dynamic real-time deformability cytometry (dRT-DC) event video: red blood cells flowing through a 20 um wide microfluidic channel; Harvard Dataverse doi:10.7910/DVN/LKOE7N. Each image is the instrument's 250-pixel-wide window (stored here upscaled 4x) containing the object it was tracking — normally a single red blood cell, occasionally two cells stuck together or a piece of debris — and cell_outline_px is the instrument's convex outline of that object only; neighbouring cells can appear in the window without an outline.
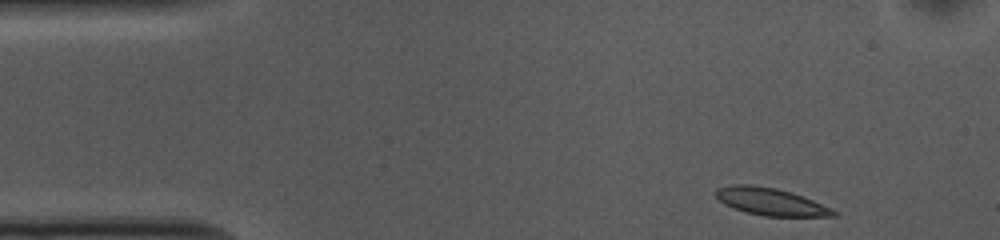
{"species": "common noctule bat (a hibernating species)", "species_latin": "Nyctalus noctula", "temperature_condition": "cold", "stored_images_in_passage": 49, "camera_frame_rate_fps": 3000, "um_per_image_px": 0.085, "animal": {"sex": "female", "body_mass_g": 10.0, "forearm_length_mm": 53.1}, "frame": {"image": 1, "passage_image": 1, "time_ms": 0.0, "image_size_px": [1000, 240], "cell_outline_px": [[840, 212], [836, 216], [764, 216], [744, 212], [732, 208], [724, 204], [716, 196], [716, 188], [732, 184], [752, 184], [776, 188], [792, 192], [804, 196]], "centroid_in_image_um": [65.51, 17.13], "position_along_channel_um": 19.5, "area_um2": 18.96}}
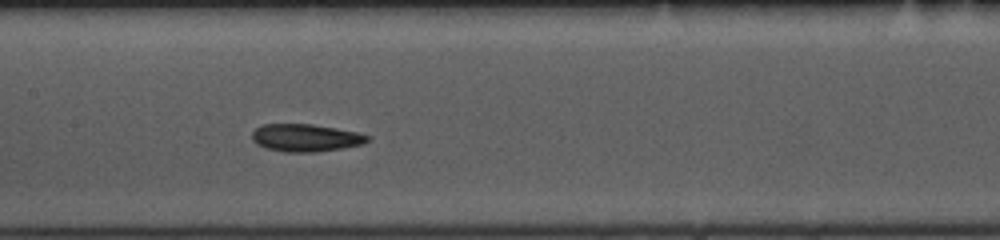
{"frame": {"image": 2, "passage_image": 20, "time_ms": 6.333, "image_size_px": [1000, 240], "cell_outline_px": [[372, 140], [364, 144], [344, 148], [316, 152], [284, 152], [264, 148], [256, 144], [252, 140], [252, 132], [260, 124], [312, 124], [336, 128], [356, 132], [368, 136]], "centroid_in_image_um": [25.97, 11.72], "position_along_channel_um": 181.4, "area_um2": 18.79}}
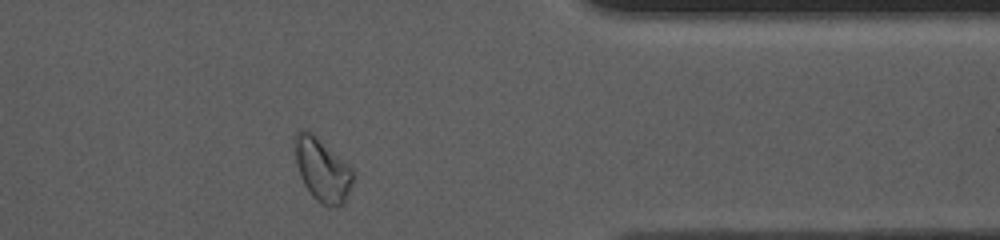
{"frame": {"image": 3, "passage_image": 38, "time_ms": 12.333, "image_size_px": [1000, 240], "cell_outline_px": [[352, 180], [344, 204], [340, 208], [328, 208], [320, 204], [312, 196], [304, 184], [300, 176], [296, 164], [296, 132], [300, 128], [304, 128], [312, 132], [348, 164], [352, 168]], "centroid_in_image_um": [27.39, 14.47], "position_along_channel_um": 384.0, "area_um2": 21.39}, "authors_computed_cell_mechanics": {"area_um2": 18.9584, "velocity_mm_per_s": 3.6801, "shape_relaxation_time_tau1_ms": 8.0203, "shape_relaxation_time_tau2_ms": 3.088, "deformation_change_tau1": 0.1601, "deformation_change_tau2": 0.0745}}